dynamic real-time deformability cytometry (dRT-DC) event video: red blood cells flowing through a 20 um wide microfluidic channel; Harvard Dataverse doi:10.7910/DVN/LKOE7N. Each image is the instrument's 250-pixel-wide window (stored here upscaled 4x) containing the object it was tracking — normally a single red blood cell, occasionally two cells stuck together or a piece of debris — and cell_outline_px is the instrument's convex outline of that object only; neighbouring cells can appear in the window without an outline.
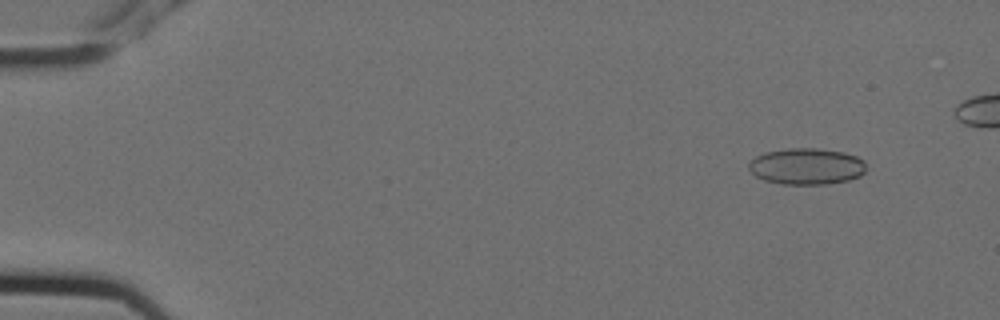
{"species": "Egyptian fruit bat (a non-hibernating species)", "species_latin": "Rousettus aegyptiacus", "temperature_condition": "cold", "stored_images_in_passage": 11, "camera_frame_rate_fps": 3000, "um_per_image_px": 0.085, "animal": {"sex": "female"}, "frame": {"image": 1, "passage_image": 2, "time_ms": 0.333, "image_size_px": [1000, 320], "cell_outline_px": [[864, 172], [860, 176], [848, 180], [828, 184], [784, 184], [764, 180], [756, 176], [748, 168], [748, 164], [756, 156], [764, 152], [788, 148], [816, 148], [844, 152], [856, 156], [864, 160]], "centroid_in_image_um": [68.55, 14.13], "position_along_channel_um": 16.4, "area_um2": 24.85}}
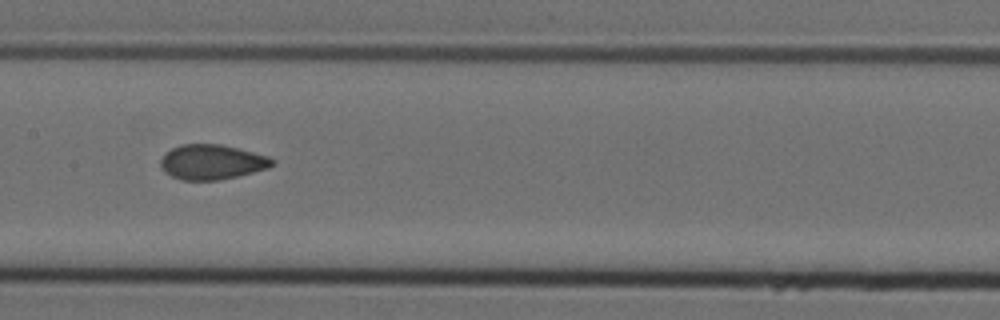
{"frame": {"image": 2, "passage_image": 8, "time_ms": 2.333, "image_size_px": [1000, 320], "cell_outline_px": [[276, 160], [268, 168], [220, 180], [180, 180], [164, 172], [160, 168], [160, 160], [164, 152], [180, 144], [220, 144], [268, 156]], "centroid_in_image_um": [17.95, 13.77], "position_along_channel_um": 189.4, "area_um2": 22.72}}
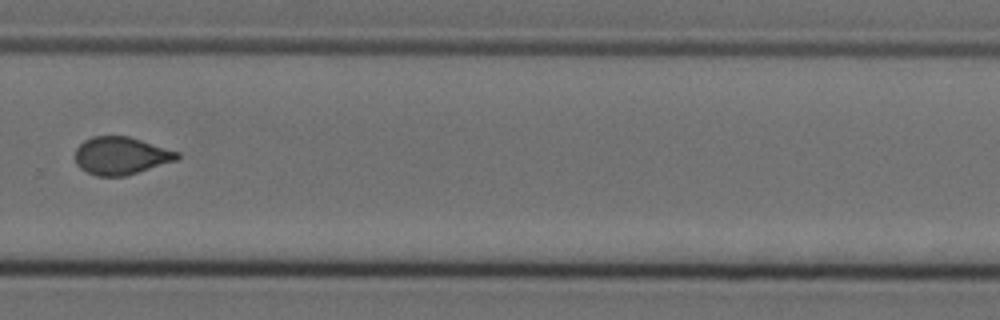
{"frame": {"image": 3, "passage_image": 11, "time_ms": 3.333, "image_size_px": [1000, 320], "cell_outline_px": [[180, 156], [176, 160], [124, 176], [96, 176], [80, 168], [76, 164], [72, 156], [76, 148], [84, 140], [92, 136], [128, 136], [180, 152]], "centroid_in_image_um": [10.22, 13.23], "position_along_channel_um": 319.6, "area_um2": 22.43}}